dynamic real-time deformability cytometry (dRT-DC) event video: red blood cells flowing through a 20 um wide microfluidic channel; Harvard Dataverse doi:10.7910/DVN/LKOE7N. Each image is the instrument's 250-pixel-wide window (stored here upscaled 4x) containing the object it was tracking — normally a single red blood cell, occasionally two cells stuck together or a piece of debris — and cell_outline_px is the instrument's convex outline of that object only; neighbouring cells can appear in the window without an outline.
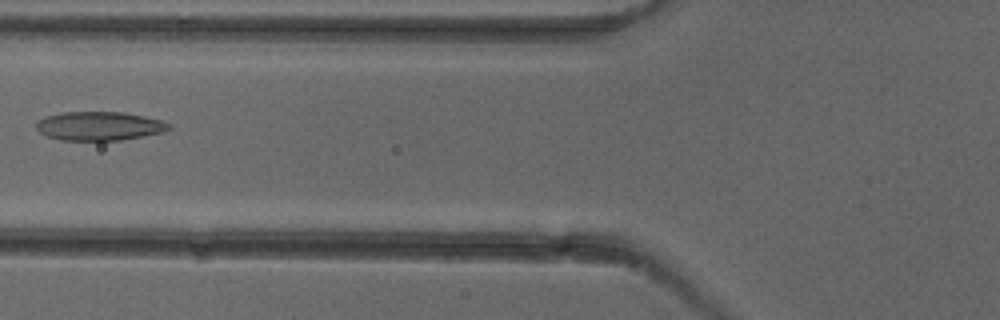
{"species": "common noctule bat (a hibernating species)", "species_latin": "Nyctalus noctula", "temperature_condition": "cold", "stored_images_in_passage": 5, "camera_frame_rate_fps": 3000, "um_per_image_px": 0.085, "animal": {"sex": "female"}, "frame": {"image": 1, "passage_image": 4, "time_ms": 4.667, "image_size_px": [1000, 320], "cell_outline_px": [[172, 128], [164, 132], [120, 140], [60, 140], [48, 136], [40, 132], [36, 128], [36, 124], [44, 116], [64, 112], [124, 112], [144, 116], [160, 120], [172, 124]], "centroid_in_image_um": [8.47, 10.71], "position_along_channel_um": 117.3, "area_um2": 22.25}}
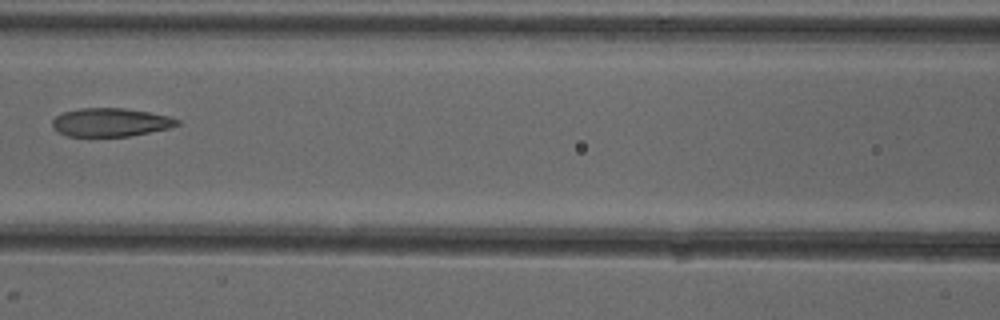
{"frame": {"image": 2, "passage_image": 5, "time_ms": 5.667, "image_size_px": [1000, 320], "cell_outline_px": [[180, 124], [168, 128], [128, 136], [68, 136], [56, 132], [52, 128], [52, 120], [56, 116], [64, 112], [80, 108], [124, 108], [148, 112], [168, 116], [180, 120]], "centroid_in_image_um": [9.35, 10.39], "position_along_channel_um": 157.2, "area_um2": 20.58}}